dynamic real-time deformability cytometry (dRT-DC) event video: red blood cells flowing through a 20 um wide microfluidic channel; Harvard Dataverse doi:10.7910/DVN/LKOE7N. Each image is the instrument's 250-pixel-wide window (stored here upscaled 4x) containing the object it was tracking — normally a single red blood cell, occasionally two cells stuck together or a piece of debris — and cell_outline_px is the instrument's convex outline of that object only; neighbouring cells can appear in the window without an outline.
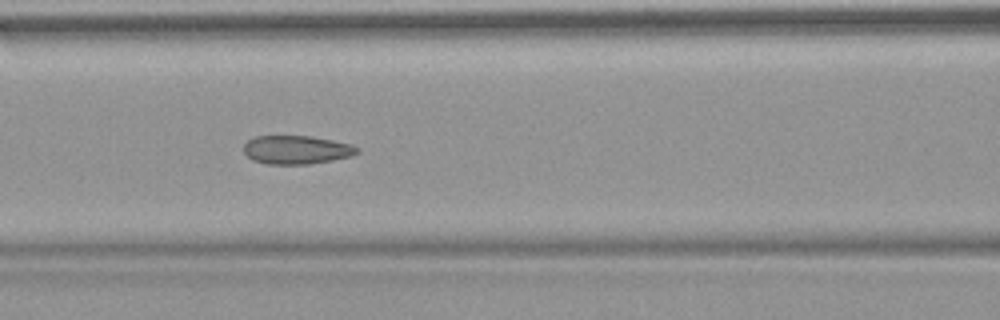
{"species": "common noctule bat (a hibernating species)", "species_latin": "Nyctalus noctula", "temperature_condition": "warm", "stored_images_in_passage": 53, "camera_frame_rate_fps": 3000, "um_per_image_px": 0.085, "animal": {"sex": "female", "body_mass_g": 18.4}, "frame": {"image": 1, "passage_image": 23, "time_ms": 7.333, "image_size_px": [1000, 320], "cell_outline_px": [[360, 152], [352, 156], [332, 160], [308, 164], [268, 164], [252, 160], [244, 152], [244, 144], [248, 140], [256, 136], [312, 136], [352, 144], [360, 148]], "centroid_in_image_um": [25.23, 12.73], "position_along_channel_um": 141.4, "area_um2": 18.96}}
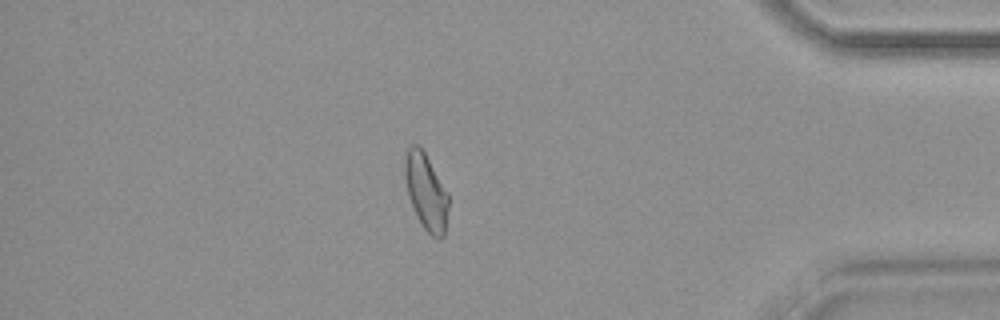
{"frame": {"image": 2, "passage_image": 46, "time_ms": 15.0, "image_size_px": [1000, 320], "cell_outline_px": [[448, 208], [444, 236], [440, 240], [432, 236], [424, 228], [416, 216], [408, 196], [404, 176], [404, 160], [408, 148], [412, 144], [420, 144], [448, 192]], "centroid_in_image_um": [36.2, 16.28], "position_along_channel_um": 399.0, "area_um2": 19.59}, "authors_computed_cell_mechanics": {"area_um2": 19.8832, "velocity_mm_per_s": 3.818, "shape_relaxation_time_tau1_ms": null, "shape_relaxation_time_tau2_ms": 1.4415, "deformation_change_tau1": null, "deformation_change_tau2": 0.0729}}